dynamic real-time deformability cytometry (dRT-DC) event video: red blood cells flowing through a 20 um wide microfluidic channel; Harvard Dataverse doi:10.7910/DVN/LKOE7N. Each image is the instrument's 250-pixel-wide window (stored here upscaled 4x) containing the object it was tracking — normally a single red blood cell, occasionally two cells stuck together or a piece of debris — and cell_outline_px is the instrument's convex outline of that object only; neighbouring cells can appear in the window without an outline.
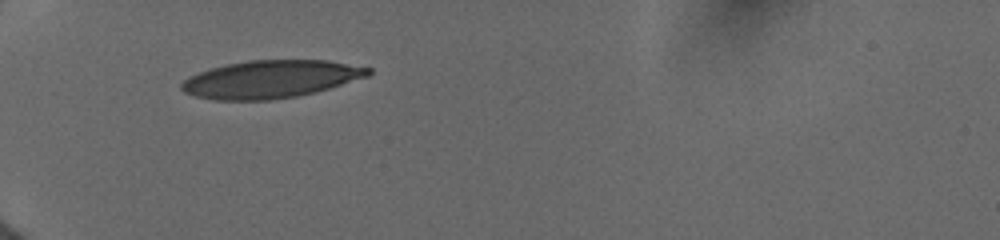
{"species": "human", "species_latin": "Homo sapiens", "temperature_condition": "cold", "stored_images_in_passage": 59, "camera_frame_rate_fps": 3000, "um_per_image_px": 0.085, "donor": {"sex": "female"}, "frame": {"image": 1, "passage_image": 1, "time_ms": 0.0, "image_size_px": [1000, 240], "cell_outline_px": [[372, 72], [368, 76], [316, 92], [296, 96], [272, 100], [216, 100], [196, 96], [184, 92], [180, 88], [180, 84], [188, 76], [212, 68], [228, 64], [248, 60], [328, 60], [372, 68]], "centroid_in_image_um": [23.01, 6.73], "position_along_channel_um": 62.0, "area_um2": 40.92}}
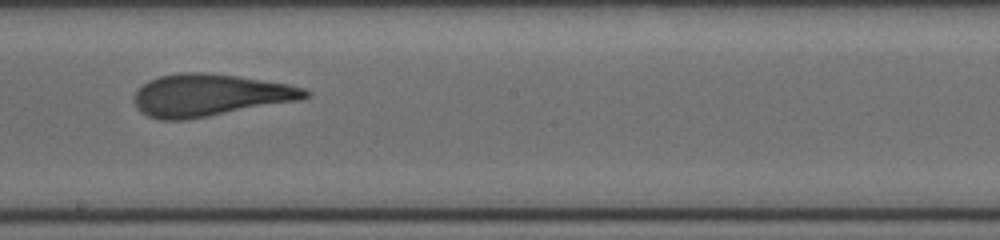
{"frame": {"image": 2, "passage_image": 25, "time_ms": 4.667, "image_size_px": [1000, 240], "cell_outline_px": [[312, 92], [308, 96], [300, 100], [188, 120], [160, 120], [148, 116], [140, 112], [136, 108], [136, 92], [148, 80], [160, 76], [180, 72], [208, 72], [240, 76], [288, 84], [304, 88]], "centroid_in_image_um": [17.85, 8.09], "position_along_channel_um": 230.3, "area_um2": 42.19}}
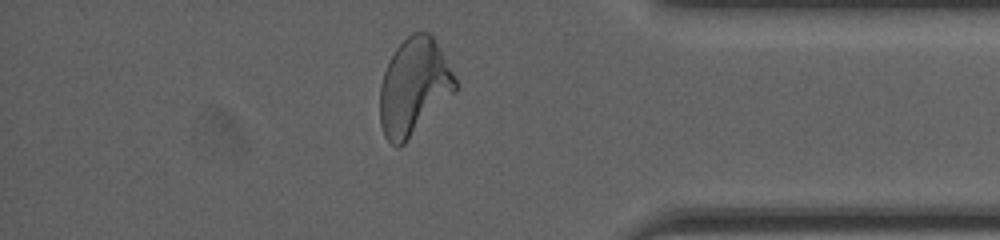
{"frame": {"image": 3, "passage_image": 44, "time_ms": 9.333, "image_size_px": [1000, 240], "cell_outline_px": [[456, 92], [400, 148], [396, 148], [384, 136], [380, 124], [380, 84], [384, 72], [396, 48], [412, 32], [432, 32], [456, 76]], "centroid_in_image_um": [35.2, 7.38], "position_along_channel_um": 400.0, "area_um2": 42.83}, "authors_computed_cell_mechanics": {"area_um2": 41.7316, "velocity_mm_per_s": 3.9538, "shape_relaxation_time_tau1_ms": 4.2985, "shape_relaxation_time_tau2_ms": 1.4185, "deformation_change_tau1": 0.1767, "deformation_change_tau2": 0.0896}}